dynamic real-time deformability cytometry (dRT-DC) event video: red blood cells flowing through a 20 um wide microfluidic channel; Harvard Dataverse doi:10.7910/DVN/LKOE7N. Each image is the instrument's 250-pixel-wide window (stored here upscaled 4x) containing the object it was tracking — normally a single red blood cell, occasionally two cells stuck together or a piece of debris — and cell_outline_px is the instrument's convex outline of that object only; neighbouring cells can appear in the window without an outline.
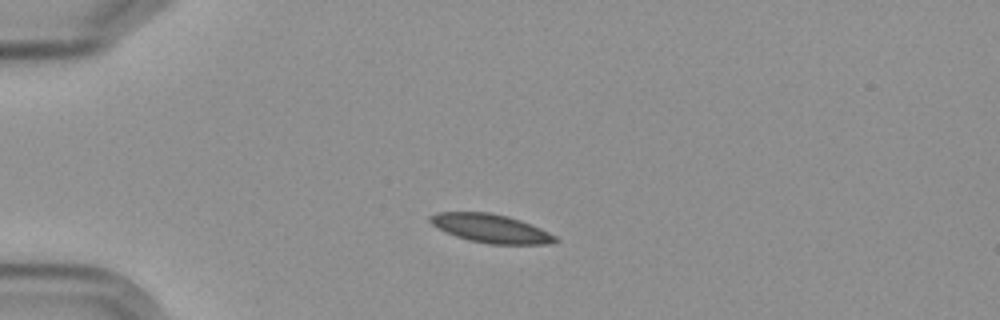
{"species": "Egyptian fruit bat (a non-hibernating species)", "species_latin": "Rousettus aegyptiacus", "temperature_condition": "cold", "stored_images_in_passage": 2, "camera_frame_rate_fps": 3000, "um_per_image_px": 0.085, "frame": {"image": 1, "passage_image": 1, "time_ms": 0.0, "image_size_px": [1000, 320], "cell_outline_px": [[560, 240], [552, 244], [488, 244], [468, 240], [456, 236], [436, 228], [428, 220], [428, 216], [436, 212], [488, 212], [508, 216], [520, 220], [540, 228], [556, 236]], "centroid_in_image_um": [41.7, 19.42], "position_along_channel_um": 43.3, "area_um2": 20.98}}